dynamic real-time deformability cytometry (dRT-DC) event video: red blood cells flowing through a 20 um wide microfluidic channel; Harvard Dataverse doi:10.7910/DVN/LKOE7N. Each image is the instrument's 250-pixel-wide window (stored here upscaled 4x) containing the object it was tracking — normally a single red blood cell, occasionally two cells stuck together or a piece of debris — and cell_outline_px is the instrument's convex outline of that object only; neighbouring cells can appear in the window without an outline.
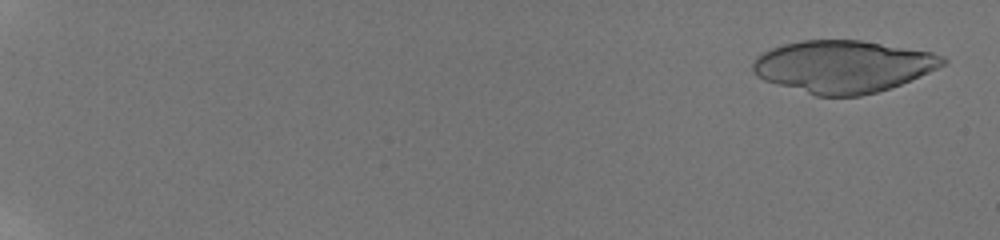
{"species": "human", "species_latin": "Homo sapiens", "temperature_condition": "room temperature", "stored_images_in_passage": 28, "camera_frame_rate_fps": 3000, "um_per_image_px": 0.085, "donor": {"sex": "male"}, "frame": {"image": 1, "passage_image": 3, "time_ms": 0.667, "image_size_px": [1000, 240], "cell_outline_px": [[948, 60], [944, 64], [928, 72], [900, 84], [876, 92], [860, 96], [816, 96], [776, 84], [764, 80], [756, 76], [752, 68], [752, 64], [756, 56], [772, 48], [784, 44], [800, 40], [860, 40], [932, 52], [944, 56]], "centroid_in_image_um": [71.63, 5.65], "position_along_channel_um": 13.4, "area_um2": 57.57}}
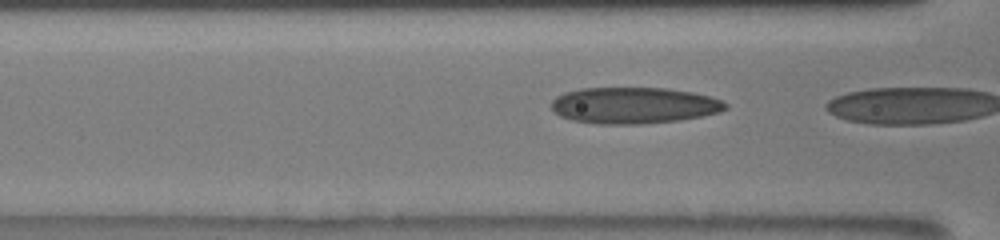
{"frame": {"image": 2, "passage_image": 27, "time_ms": 8.667, "image_size_px": [1000, 240], "cell_outline_px": [[728, 108], [720, 112], [680, 120], [640, 124], [596, 124], [572, 120], [560, 116], [552, 108], [552, 100], [556, 96], [564, 92], [580, 88], [668, 88], [692, 92], [724, 100], [728, 104]], "centroid_in_image_um": [53.89, 8.96], "position_along_channel_um": 112.7, "area_um2": 37.05}}